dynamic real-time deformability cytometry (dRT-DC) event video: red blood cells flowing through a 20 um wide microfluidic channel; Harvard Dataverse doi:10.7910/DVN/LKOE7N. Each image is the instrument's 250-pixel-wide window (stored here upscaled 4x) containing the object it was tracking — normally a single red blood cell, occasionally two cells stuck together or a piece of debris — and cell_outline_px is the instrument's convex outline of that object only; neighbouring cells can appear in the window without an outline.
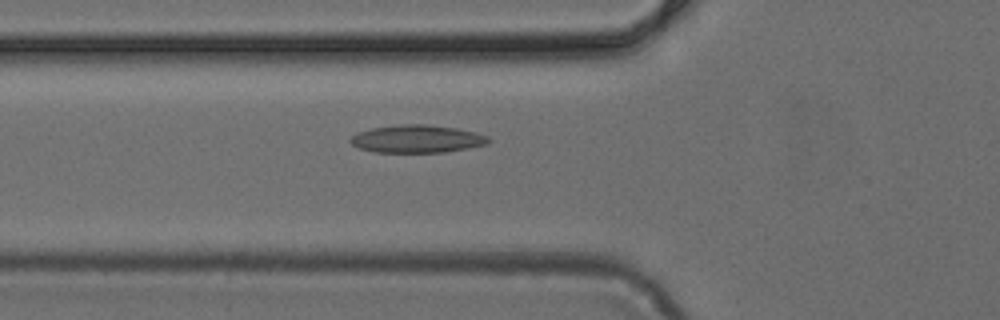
{"species": "common noctule bat (a hibernating species)", "species_latin": "Nyctalus noctula", "temperature_condition": "cold", "stored_images_in_passage": 28, "camera_frame_rate_fps": 3000, "um_per_image_px": 0.085, "animal": {"sex": "female", "body_mass_g": 24.6, "forearm_length_mm": 56.2}, "frame": {"image": 1, "passage_image": 2, "time_ms": 0.333, "image_size_px": [1000, 320], "cell_outline_px": [[492, 140], [488, 144], [468, 148], [444, 152], [376, 152], [360, 148], [352, 144], [348, 140], [352, 136], [360, 132], [372, 128], [400, 124], [428, 124], [456, 128], [476, 132], [488, 136]], "centroid_in_image_um": [35.49, 11.8], "position_along_channel_um": 90.3, "area_um2": 22.31}}
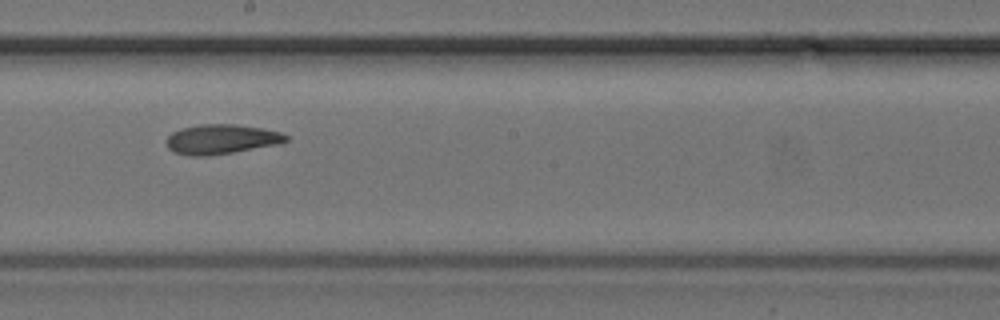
{"frame": {"image": 2, "passage_image": 12, "time_ms": 3.667, "image_size_px": [1000, 320], "cell_outline_px": [[288, 140], [276, 144], [232, 152], [208, 156], [188, 156], [172, 152], [168, 148], [164, 140], [172, 132], [180, 128], [200, 124], [236, 124], [260, 128], [280, 132], [288, 136]], "centroid_in_image_um": [18.72, 11.83], "position_along_channel_um": 229.5, "area_um2": 20.69}}
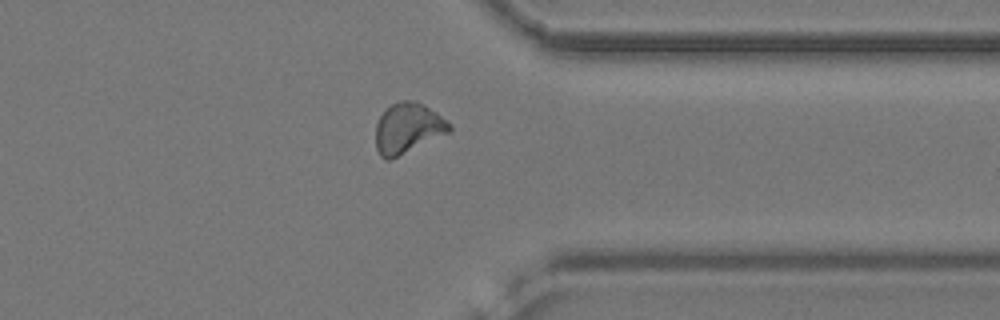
{"frame": {"image": 3, "passage_image": 23, "time_ms": 7.333, "image_size_px": [1000, 320], "cell_outline_px": [[452, 132], [388, 160], [384, 160], [380, 156], [376, 148], [376, 124], [380, 116], [392, 104], [400, 100], [416, 100], [436, 112], [452, 124]], "centroid_in_image_um": [34.69, 10.89], "position_along_channel_um": 376.7, "area_um2": 21.68}}